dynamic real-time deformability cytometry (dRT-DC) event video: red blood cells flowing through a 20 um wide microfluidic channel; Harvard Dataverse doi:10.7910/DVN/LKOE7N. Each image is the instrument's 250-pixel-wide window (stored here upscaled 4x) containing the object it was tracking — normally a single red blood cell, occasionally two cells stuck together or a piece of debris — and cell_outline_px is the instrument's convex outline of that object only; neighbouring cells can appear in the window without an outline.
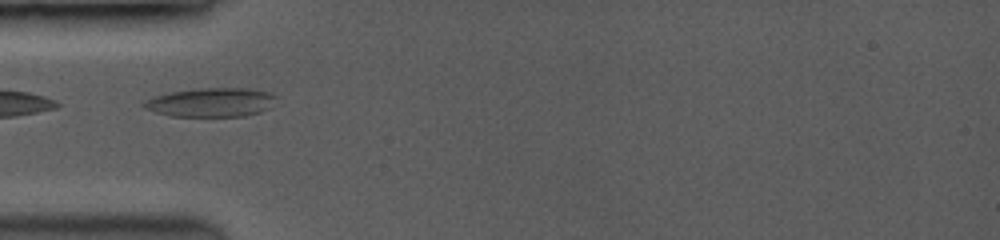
{"species": "common noctule bat (a hibernating species)", "species_latin": "Nyctalus noctula", "temperature_condition": "room temperature", "stored_images_in_passage": 8, "camera_frame_rate_fps": 3500, "um_per_image_px": 0.085, "animal": {"sex": "female", "body_mass_g": 19.0, "forearm_length_mm": 53.3}, "frame": {"image": 1, "passage_image": 6, "time_ms": 2.571, "image_size_px": [1000, 240], "cell_outline_px": [[276, 96], [268, 108], [260, 112], [244, 116], [172, 116], [156, 112], [144, 108], [140, 104], [156, 96], [172, 92], [204, 88], [244, 88], [264, 92]], "centroid_in_image_um": [17.91, 8.71], "position_along_channel_um": 67.1, "area_um2": 21.73}}